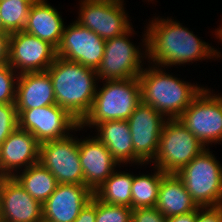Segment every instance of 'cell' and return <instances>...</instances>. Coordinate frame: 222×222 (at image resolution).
Instances as JSON below:
<instances>
[{"instance_id": "22", "label": "cell", "mask_w": 222, "mask_h": 222, "mask_svg": "<svg viewBox=\"0 0 222 222\" xmlns=\"http://www.w3.org/2000/svg\"><path fill=\"white\" fill-rule=\"evenodd\" d=\"M96 136L118 163H134L132 135L127 120H110L96 125Z\"/></svg>"}, {"instance_id": "6", "label": "cell", "mask_w": 222, "mask_h": 222, "mask_svg": "<svg viewBox=\"0 0 222 222\" xmlns=\"http://www.w3.org/2000/svg\"><path fill=\"white\" fill-rule=\"evenodd\" d=\"M206 147L180 122L178 118L164 122L158 153L153 164L165 174H177ZM155 162V163H154Z\"/></svg>"}, {"instance_id": "1", "label": "cell", "mask_w": 222, "mask_h": 222, "mask_svg": "<svg viewBox=\"0 0 222 222\" xmlns=\"http://www.w3.org/2000/svg\"><path fill=\"white\" fill-rule=\"evenodd\" d=\"M144 34L145 58L158 67L181 65L202 59L219 58L220 51L196 37L192 31L171 18H155ZM147 53V54H146ZM160 65V66H159Z\"/></svg>"}, {"instance_id": "13", "label": "cell", "mask_w": 222, "mask_h": 222, "mask_svg": "<svg viewBox=\"0 0 222 222\" xmlns=\"http://www.w3.org/2000/svg\"><path fill=\"white\" fill-rule=\"evenodd\" d=\"M105 42L95 32L74 21L64 27L56 56L97 70L104 55Z\"/></svg>"}, {"instance_id": "35", "label": "cell", "mask_w": 222, "mask_h": 222, "mask_svg": "<svg viewBox=\"0 0 222 222\" xmlns=\"http://www.w3.org/2000/svg\"><path fill=\"white\" fill-rule=\"evenodd\" d=\"M216 37L219 38L220 41H222V28H219L217 31H215Z\"/></svg>"}, {"instance_id": "18", "label": "cell", "mask_w": 222, "mask_h": 222, "mask_svg": "<svg viewBox=\"0 0 222 222\" xmlns=\"http://www.w3.org/2000/svg\"><path fill=\"white\" fill-rule=\"evenodd\" d=\"M79 158L84 185L93 193L116 171V165H120L96 136L79 140Z\"/></svg>"}, {"instance_id": "24", "label": "cell", "mask_w": 222, "mask_h": 222, "mask_svg": "<svg viewBox=\"0 0 222 222\" xmlns=\"http://www.w3.org/2000/svg\"><path fill=\"white\" fill-rule=\"evenodd\" d=\"M134 175L127 172H113L94 192V196L107 204L132 208V182Z\"/></svg>"}, {"instance_id": "30", "label": "cell", "mask_w": 222, "mask_h": 222, "mask_svg": "<svg viewBox=\"0 0 222 222\" xmlns=\"http://www.w3.org/2000/svg\"><path fill=\"white\" fill-rule=\"evenodd\" d=\"M132 222H167L155 207L132 209Z\"/></svg>"}, {"instance_id": "15", "label": "cell", "mask_w": 222, "mask_h": 222, "mask_svg": "<svg viewBox=\"0 0 222 222\" xmlns=\"http://www.w3.org/2000/svg\"><path fill=\"white\" fill-rule=\"evenodd\" d=\"M0 222H43V204L14 177H0Z\"/></svg>"}, {"instance_id": "32", "label": "cell", "mask_w": 222, "mask_h": 222, "mask_svg": "<svg viewBox=\"0 0 222 222\" xmlns=\"http://www.w3.org/2000/svg\"><path fill=\"white\" fill-rule=\"evenodd\" d=\"M74 222H96V197L87 203Z\"/></svg>"}, {"instance_id": "12", "label": "cell", "mask_w": 222, "mask_h": 222, "mask_svg": "<svg viewBox=\"0 0 222 222\" xmlns=\"http://www.w3.org/2000/svg\"><path fill=\"white\" fill-rule=\"evenodd\" d=\"M167 118L151 105L141 102L127 120L134 148V162H153L158 148L162 127Z\"/></svg>"}, {"instance_id": "33", "label": "cell", "mask_w": 222, "mask_h": 222, "mask_svg": "<svg viewBox=\"0 0 222 222\" xmlns=\"http://www.w3.org/2000/svg\"><path fill=\"white\" fill-rule=\"evenodd\" d=\"M9 33H0V64L9 60Z\"/></svg>"}, {"instance_id": "7", "label": "cell", "mask_w": 222, "mask_h": 222, "mask_svg": "<svg viewBox=\"0 0 222 222\" xmlns=\"http://www.w3.org/2000/svg\"><path fill=\"white\" fill-rule=\"evenodd\" d=\"M208 90L203 88L178 117L205 147L222 141V96Z\"/></svg>"}, {"instance_id": "14", "label": "cell", "mask_w": 222, "mask_h": 222, "mask_svg": "<svg viewBox=\"0 0 222 222\" xmlns=\"http://www.w3.org/2000/svg\"><path fill=\"white\" fill-rule=\"evenodd\" d=\"M56 49L46 41L26 33L13 32L9 35L8 64L18 74L27 72H44L54 62Z\"/></svg>"}, {"instance_id": "27", "label": "cell", "mask_w": 222, "mask_h": 222, "mask_svg": "<svg viewBox=\"0 0 222 222\" xmlns=\"http://www.w3.org/2000/svg\"><path fill=\"white\" fill-rule=\"evenodd\" d=\"M96 222H132V208L107 204L96 198Z\"/></svg>"}, {"instance_id": "16", "label": "cell", "mask_w": 222, "mask_h": 222, "mask_svg": "<svg viewBox=\"0 0 222 222\" xmlns=\"http://www.w3.org/2000/svg\"><path fill=\"white\" fill-rule=\"evenodd\" d=\"M94 193L81 184H58L43 203V222H74Z\"/></svg>"}, {"instance_id": "31", "label": "cell", "mask_w": 222, "mask_h": 222, "mask_svg": "<svg viewBox=\"0 0 222 222\" xmlns=\"http://www.w3.org/2000/svg\"><path fill=\"white\" fill-rule=\"evenodd\" d=\"M195 222H222V205L217 207H200L196 210Z\"/></svg>"}, {"instance_id": "23", "label": "cell", "mask_w": 222, "mask_h": 222, "mask_svg": "<svg viewBox=\"0 0 222 222\" xmlns=\"http://www.w3.org/2000/svg\"><path fill=\"white\" fill-rule=\"evenodd\" d=\"M22 171L13 177L30 196L43 204L54 193L58 185L56 178L39 162Z\"/></svg>"}, {"instance_id": "19", "label": "cell", "mask_w": 222, "mask_h": 222, "mask_svg": "<svg viewBox=\"0 0 222 222\" xmlns=\"http://www.w3.org/2000/svg\"><path fill=\"white\" fill-rule=\"evenodd\" d=\"M15 107L28 110L56 104L50 75L44 72H27L18 76Z\"/></svg>"}, {"instance_id": "29", "label": "cell", "mask_w": 222, "mask_h": 222, "mask_svg": "<svg viewBox=\"0 0 222 222\" xmlns=\"http://www.w3.org/2000/svg\"><path fill=\"white\" fill-rule=\"evenodd\" d=\"M18 127V113L15 104H0V145Z\"/></svg>"}, {"instance_id": "25", "label": "cell", "mask_w": 222, "mask_h": 222, "mask_svg": "<svg viewBox=\"0 0 222 222\" xmlns=\"http://www.w3.org/2000/svg\"><path fill=\"white\" fill-rule=\"evenodd\" d=\"M154 175L134 176L132 182V209L155 207L158 200L159 186L165 175L158 167Z\"/></svg>"}, {"instance_id": "36", "label": "cell", "mask_w": 222, "mask_h": 222, "mask_svg": "<svg viewBox=\"0 0 222 222\" xmlns=\"http://www.w3.org/2000/svg\"><path fill=\"white\" fill-rule=\"evenodd\" d=\"M0 33H8L4 27H3V23H2V20H1V15H0Z\"/></svg>"}, {"instance_id": "26", "label": "cell", "mask_w": 222, "mask_h": 222, "mask_svg": "<svg viewBox=\"0 0 222 222\" xmlns=\"http://www.w3.org/2000/svg\"><path fill=\"white\" fill-rule=\"evenodd\" d=\"M36 0L0 1V15L4 29L9 33L23 31L31 5Z\"/></svg>"}, {"instance_id": "21", "label": "cell", "mask_w": 222, "mask_h": 222, "mask_svg": "<svg viewBox=\"0 0 222 222\" xmlns=\"http://www.w3.org/2000/svg\"><path fill=\"white\" fill-rule=\"evenodd\" d=\"M155 208L166 218H169L194 212L200 207L176 174H165L159 186Z\"/></svg>"}, {"instance_id": "4", "label": "cell", "mask_w": 222, "mask_h": 222, "mask_svg": "<svg viewBox=\"0 0 222 222\" xmlns=\"http://www.w3.org/2000/svg\"><path fill=\"white\" fill-rule=\"evenodd\" d=\"M104 86L96 90L92 107L80 122V128L95 127L110 120H128L141 103L138 77L126 80H105Z\"/></svg>"}, {"instance_id": "11", "label": "cell", "mask_w": 222, "mask_h": 222, "mask_svg": "<svg viewBox=\"0 0 222 222\" xmlns=\"http://www.w3.org/2000/svg\"><path fill=\"white\" fill-rule=\"evenodd\" d=\"M80 4L76 21L104 40L124 34L131 28L122 0H82Z\"/></svg>"}, {"instance_id": "28", "label": "cell", "mask_w": 222, "mask_h": 222, "mask_svg": "<svg viewBox=\"0 0 222 222\" xmlns=\"http://www.w3.org/2000/svg\"><path fill=\"white\" fill-rule=\"evenodd\" d=\"M16 72L8 63L0 64V104H15L19 76Z\"/></svg>"}, {"instance_id": "10", "label": "cell", "mask_w": 222, "mask_h": 222, "mask_svg": "<svg viewBox=\"0 0 222 222\" xmlns=\"http://www.w3.org/2000/svg\"><path fill=\"white\" fill-rule=\"evenodd\" d=\"M39 163L47 168L58 184L84 185L79 158V139L72 136L40 144Z\"/></svg>"}, {"instance_id": "17", "label": "cell", "mask_w": 222, "mask_h": 222, "mask_svg": "<svg viewBox=\"0 0 222 222\" xmlns=\"http://www.w3.org/2000/svg\"><path fill=\"white\" fill-rule=\"evenodd\" d=\"M39 153L40 143L37 139L17 127L0 145V177H13L17 169L24 166L25 170L38 163Z\"/></svg>"}, {"instance_id": "8", "label": "cell", "mask_w": 222, "mask_h": 222, "mask_svg": "<svg viewBox=\"0 0 222 222\" xmlns=\"http://www.w3.org/2000/svg\"><path fill=\"white\" fill-rule=\"evenodd\" d=\"M17 113L18 127L31 133L40 144L65 138L70 130H81L80 122L57 104L17 110Z\"/></svg>"}, {"instance_id": "3", "label": "cell", "mask_w": 222, "mask_h": 222, "mask_svg": "<svg viewBox=\"0 0 222 222\" xmlns=\"http://www.w3.org/2000/svg\"><path fill=\"white\" fill-rule=\"evenodd\" d=\"M138 76L141 102L151 105L165 118H178L203 88L181 81L152 65Z\"/></svg>"}, {"instance_id": "34", "label": "cell", "mask_w": 222, "mask_h": 222, "mask_svg": "<svg viewBox=\"0 0 222 222\" xmlns=\"http://www.w3.org/2000/svg\"><path fill=\"white\" fill-rule=\"evenodd\" d=\"M196 210L183 215H176L167 218V222H195Z\"/></svg>"}, {"instance_id": "5", "label": "cell", "mask_w": 222, "mask_h": 222, "mask_svg": "<svg viewBox=\"0 0 222 222\" xmlns=\"http://www.w3.org/2000/svg\"><path fill=\"white\" fill-rule=\"evenodd\" d=\"M208 150H203L176 174L199 207L222 205V166Z\"/></svg>"}, {"instance_id": "2", "label": "cell", "mask_w": 222, "mask_h": 222, "mask_svg": "<svg viewBox=\"0 0 222 222\" xmlns=\"http://www.w3.org/2000/svg\"><path fill=\"white\" fill-rule=\"evenodd\" d=\"M46 71L52 81L56 104L81 122L89 113L98 88L96 70L56 56Z\"/></svg>"}, {"instance_id": "20", "label": "cell", "mask_w": 222, "mask_h": 222, "mask_svg": "<svg viewBox=\"0 0 222 222\" xmlns=\"http://www.w3.org/2000/svg\"><path fill=\"white\" fill-rule=\"evenodd\" d=\"M64 27L63 20L54 7L45 0H36L30 7L23 31L48 42L57 49Z\"/></svg>"}, {"instance_id": "9", "label": "cell", "mask_w": 222, "mask_h": 222, "mask_svg": "<svg viewBox=\"0 0 222 222\" xmlns=\"http://www.w3.org/2000/svg\"><path fill=\"white\" fill-rule=\"evenodd\" d=\"M132 30L131 27L126 33L106 40L103 58L96 70L99 79L126 80L141 74L143 53L128 39Z\"/></svg>"}]
</instances>
